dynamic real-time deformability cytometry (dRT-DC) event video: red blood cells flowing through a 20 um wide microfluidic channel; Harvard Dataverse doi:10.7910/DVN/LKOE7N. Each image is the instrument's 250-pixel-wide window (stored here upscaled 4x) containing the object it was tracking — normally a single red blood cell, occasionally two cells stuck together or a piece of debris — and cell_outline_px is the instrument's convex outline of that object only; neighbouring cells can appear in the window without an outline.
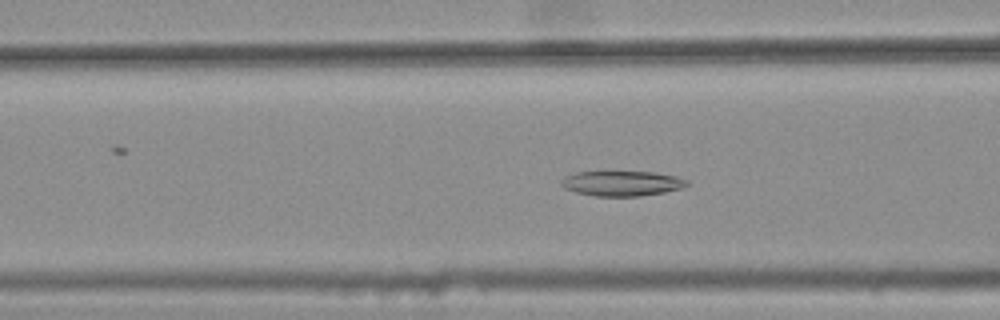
{"species": "common noctule bat (a hibernating species)", "species_latin": "Nyctalus noctula", "temperature_condition": "warm", "stored_images_in_passage": 46, "camera_frame_rate_fps": 3000, "um_per_image_px": 0.085, "animal": {"sex": "female", "body_mass_g": 25.1}, "frame": {"image": 1, "passage_image": 21, "time_ms": 6.667, "image_size_px": [1000, 320], "cell_outline_px": [[688, 184], [680, 188], [664, 192], [640, 196], [596, 196], [576, 192], [564, 188], [560, 184], [560, 180], [564, 176], [576, 172], [652, 172], [676, 176], [688, 180]], "centroid_in_image_um": [52.82, 15.58], "position_along_channel_um": 113.8, "area_um2": 18.26}}
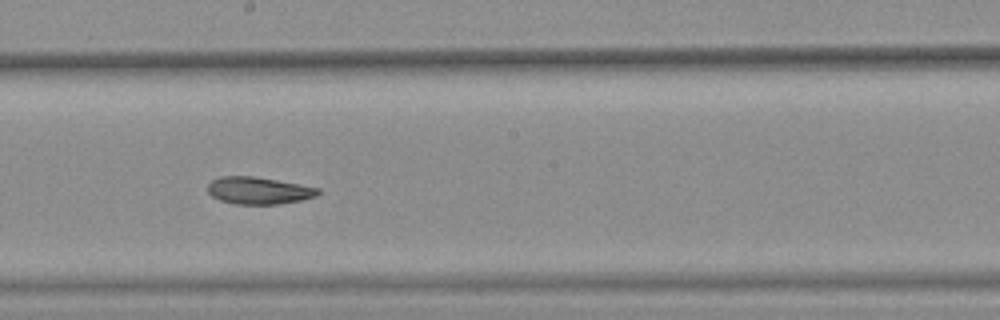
{"frame": {"image": 2, "passage_image": 30, "time_ms": 9.667, "image_size_px": [1000, 320], "cell_outline_px": [[320, 192], [316, 196], [300, 200], [280, 204], [236, 204], [220, 200], [212, 196], [208, 192], [208, 184], [212, 180], [220, 176], [252, 176], [276, 180], [320, 188]], "centroid_in_image_um": [21.97, 16.2], "position_along_channel_um": 226.2, "area_um2": 17.34}}
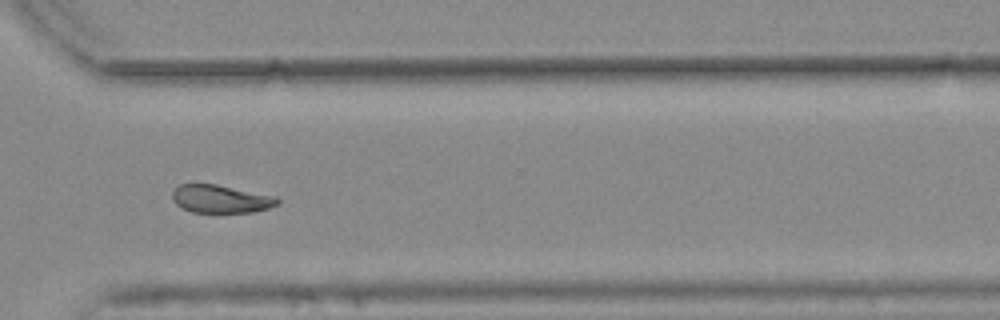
{"frame": {"image": 3, "passage_image": 40, "time_ms": 13.0, "image_size_px": [1000, 320], "cell_outline_px": [[280, 204], [268, 208], [252, 212], [192, 212], [176, 204], [172, 200], [172, 192], [180, 184], [216, 184], [276, 196], [280, 200]], "centroid_in_image_um": [18.79, 16.9], "position_along_channel_um": 351.8, "area_um2": 17.11}, "authors_computed_cell_mechanics": {"area_um2": 18.5538, "velocity_mm_per_s": 3.7551, "shape_relaxation_time_tau1_ms": null, "shape_relaxation_time_tau2_ms": 6.0892, "deformation_change_tau1": null, "deformation_change_tau2": 0.0945}}